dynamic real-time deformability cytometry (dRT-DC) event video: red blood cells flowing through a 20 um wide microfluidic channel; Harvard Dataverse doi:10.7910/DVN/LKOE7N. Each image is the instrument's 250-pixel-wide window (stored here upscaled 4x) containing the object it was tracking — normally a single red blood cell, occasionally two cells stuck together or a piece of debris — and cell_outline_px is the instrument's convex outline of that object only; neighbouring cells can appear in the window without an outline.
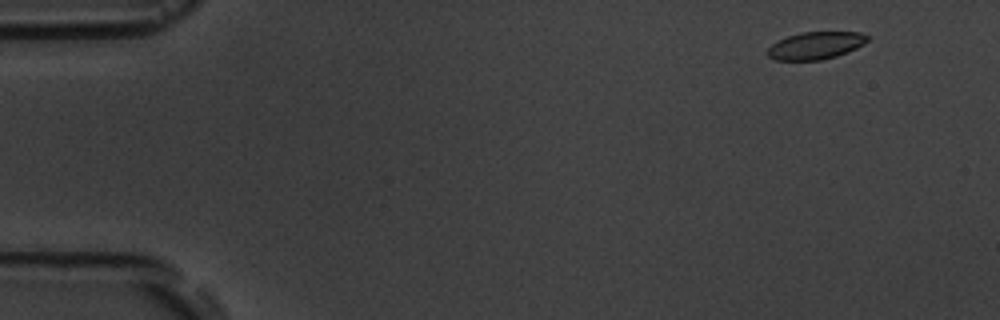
{"species": "common noctule bat (a hibernating species)", "species_latin": "Nyctalus noctula", "temperature_condition": "room temperature", "stored_images_in_passage": 6, "camera_frame_rate_fps": 3000, "um_per_image_px": 0.085, "animal": {"sex": "male", "body_mass_g": 19.5, "forearm_length_mm": 54.6}, "frame": {"image": 1, "passage_image": 2, "time_ms": 1.0, "image_size_px": [1000, 320], "cell_outline_px": [[868, 40], [864, 44], [848, 52], [836, 56], [820, 60], [776, 60], [768, 56], [768, 48], [772, 44], [788, 36], [800, 32], [860, 32], [868, 36]], "centroid_in_image_um": [69.35, 3.87], "position_along_channel_um": 15.7, "area_um2": 15.84}}